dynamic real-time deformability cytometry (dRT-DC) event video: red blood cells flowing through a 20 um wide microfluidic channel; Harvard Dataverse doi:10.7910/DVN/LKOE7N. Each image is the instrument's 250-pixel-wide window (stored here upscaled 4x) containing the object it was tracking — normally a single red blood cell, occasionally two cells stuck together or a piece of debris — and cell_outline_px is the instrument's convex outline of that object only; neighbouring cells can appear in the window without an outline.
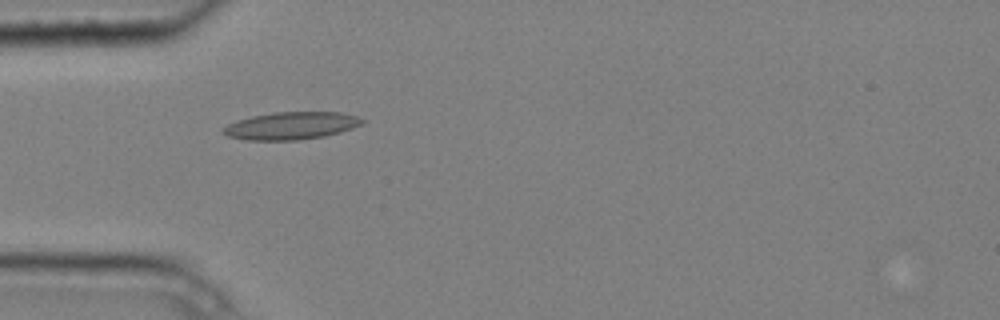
{"species": "common noctule bat (a hibernating species)", "species_latin": "Nyctalus noctula", "temperature_condition": "cold", "stored_images_in_passage": 5, "camera_frame_rate_fps": 3000, "um_per_image_px": 0.085, "animal": {"sex": "male", "body_mass_g": 20.4}, "frame": {"image": 1, "passage_image": 5, "time_ms": 1.333, "image_size_px": [1000, 320], "cell_outline_px": [[364, 120], [360, 124], [352, 128], [340, 132], [324, 136], [296, 140], [244, 140], [228, 136], [220, 132], [220, 128], [236, 120], [252, 116], [276, 112], [340, 112], [356, 116]], "centroid_in_image_um": [24.67, 10.69], "position_along_channel_um": 60.3, "area_um2": 22.25}}